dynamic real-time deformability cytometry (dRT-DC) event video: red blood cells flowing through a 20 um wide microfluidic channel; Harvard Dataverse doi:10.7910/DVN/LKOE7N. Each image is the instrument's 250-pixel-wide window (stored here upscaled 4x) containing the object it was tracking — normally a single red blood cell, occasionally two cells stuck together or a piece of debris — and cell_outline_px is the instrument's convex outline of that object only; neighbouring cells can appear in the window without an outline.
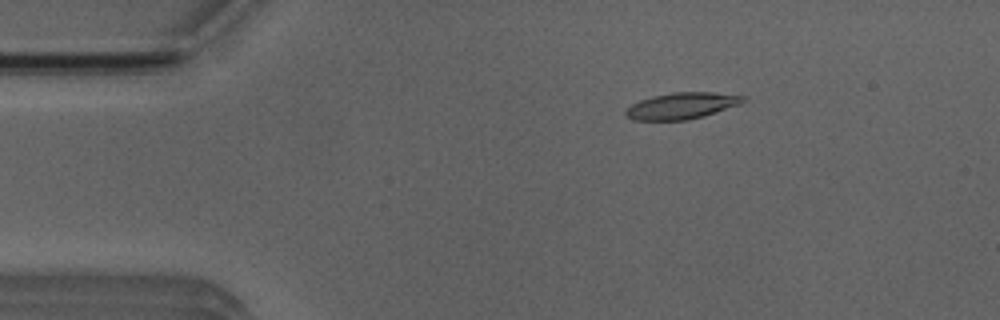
{"species": "Egyptian fruit bat (a non-hibernating species)", "species_latin": "Rousettus aegyptiacus", "temperature_condition": "room temperature", "stored_images_in_passage": 5, "camera_frame_rate_fps": 3000, "um_per_image_px": 0.085, "animal": {"sex": "male"}, "frame": {"image": 1, "passage_image": 3, "time_ms": 2.333, "image_size_px": [1000, 320], "cell_outline_px": [[748, 100], [740, 104], [704, 116], [688, 120], [636, 120], [628, 116], [624, 112], [632, 104], [640, 100], [652, 96], [672, 92], [712, 92], [748, 96]], "centroid_in_image_um": [58.01, 8.98], "position_along_channel_um": 27.0, "area_um2": 18.09}}